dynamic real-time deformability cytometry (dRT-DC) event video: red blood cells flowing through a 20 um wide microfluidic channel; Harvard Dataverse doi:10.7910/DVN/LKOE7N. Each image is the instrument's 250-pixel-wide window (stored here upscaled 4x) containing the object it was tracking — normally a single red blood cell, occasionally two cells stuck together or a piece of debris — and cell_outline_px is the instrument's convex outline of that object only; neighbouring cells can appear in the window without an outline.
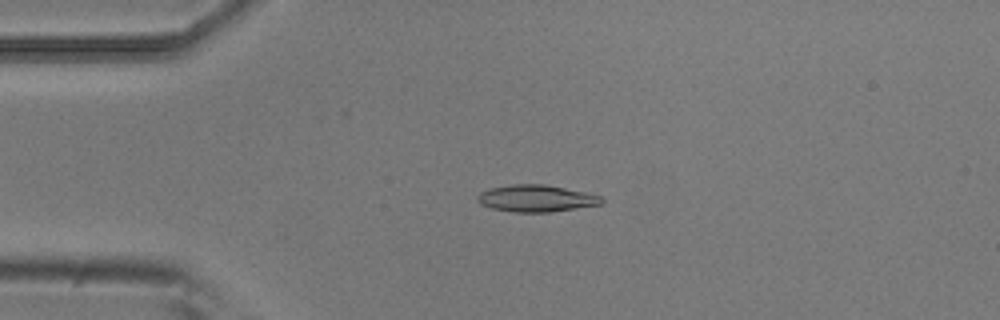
{"species": "common noctule bat (a hibernating species)", "species_latin": "Nyctalus noctula", "temperature_condition": "room temperature", "stored_images_in_passage": 4, "camera_frame_rate_fps": 3000, "um_per_image_px": 0.085, "animal": {"sex": "male", "body_mass_g": 20.5, "forearm_length_mm": 52.5}, "frame": {"image": 1, "passage_image": 4, "time_ms": 1.0, "image_size_px": [1000, 320], "cell_outline_px": [[604, 200], [600, 204], [548, 212], [512, 212], [492, 208], [480, 204], [476, 200], [476, 196], [480, 192], [488, 188], [512, 184], [544, 184], [604, 196]], "centroid_in_image_um": [45.53, 16.85], "position_along_channel_um": 39.5, "area_um2": 19.42}}